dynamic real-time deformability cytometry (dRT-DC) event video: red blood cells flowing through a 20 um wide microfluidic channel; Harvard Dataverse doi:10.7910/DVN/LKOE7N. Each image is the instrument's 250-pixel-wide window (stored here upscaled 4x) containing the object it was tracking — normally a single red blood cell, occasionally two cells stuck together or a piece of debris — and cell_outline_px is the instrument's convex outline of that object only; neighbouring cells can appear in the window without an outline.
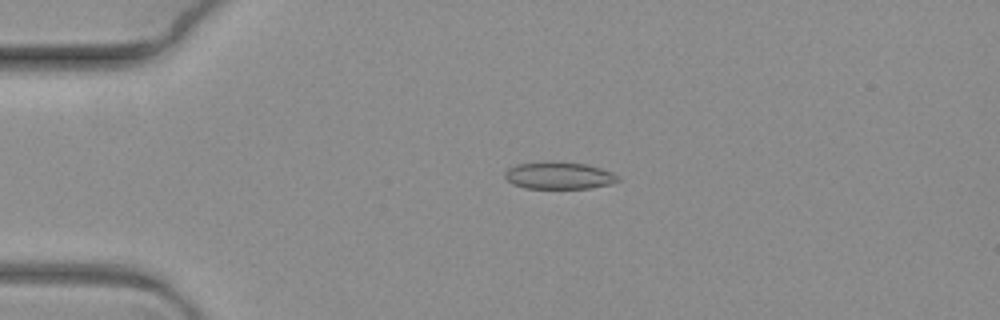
{"species": "common noctule bat (a hibernating species)", "species_latin": "Nyctalus noctula", "temperature_condition": "warm", "stored_images_in_passage": 6, "camera_frame_rate_fps": 3000, "um_per_image_px": 0.085, "animal": {"sex": "female", "body_mass_g": 19.3, "forearm_length_mm": 54.1}, "frame": {"image": 1, "passage_image": 4, "time_ms": 1.0, "image_size_px": [1000, 320], "cell_outline_px": [[620, 180], [612, 184], [588, 188], [524, 188], [512, 184], [504, 176], [504, 172], [508, 168], [516, 164], [584, 164], [600, 168], [612, 172], [620, 176]], "centroid_in_image_um": [47.54, 14.97], "position_along_channel_um": 37.5, "area_um2": 17.17}}
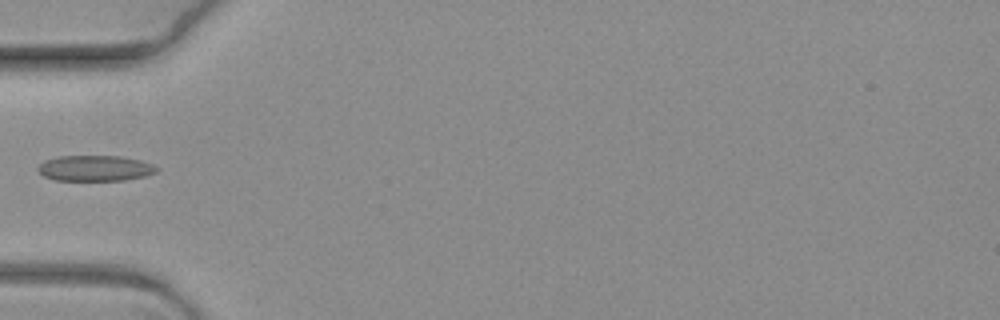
{"frame": {"image": 2, "passage_image": 6, "time_ms": 1.667, "image_size_px": [1000, 320], "cell_outline_px": [[160, 168], [156, 172], [144, 176], [124, 180], [56, 180], [44, 176], [36, 168], [44, 160], [60, 156], [120, 156], [140, 160], [152, 164]], "centroid_in_image_um": [8.08, 14.29], "position_along_channel_um": 76.9, "area_um2": 17.69}}